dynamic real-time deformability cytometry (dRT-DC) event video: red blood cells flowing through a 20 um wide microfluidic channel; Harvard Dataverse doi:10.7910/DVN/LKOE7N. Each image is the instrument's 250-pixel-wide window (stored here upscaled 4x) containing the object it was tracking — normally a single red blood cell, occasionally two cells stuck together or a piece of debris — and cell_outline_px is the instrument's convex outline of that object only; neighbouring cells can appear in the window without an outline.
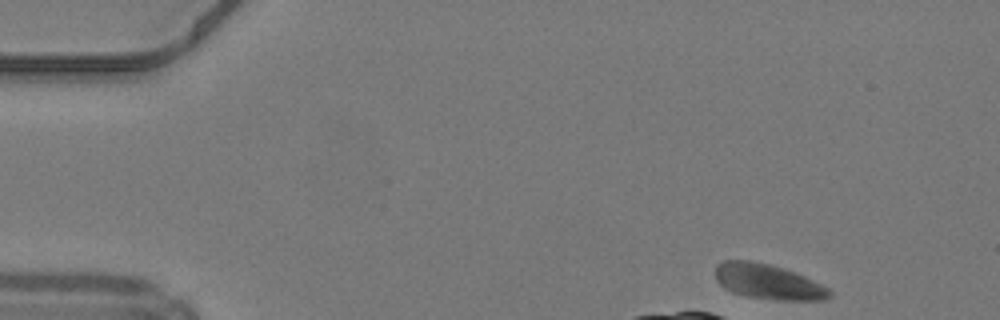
{"species": "common noctule bat (a hibernating species)", "species_latin": "Nyctalus noctula", "temperature_condition": "warm", "stored_images_in_passage": 7, "camera_frame_rate_fps": 3000, "um_per_image_px": 0.085, "animal": {"sex": "male", "body_mass_g": 19.2, "forearm_length_mm": 51.8}, "frame": {"image": 1, "passage_image": 1, "time_ms": 0.0, "image_size_px": [1000, 320], "cell_outline_px": [[832, 296], [824, 300], [776, 300], [748, 296], [732, 292], [724, 288], [716, 280], [716, 264], [724, 260], [752, 260], [784, 268], [796, 272], [828, 288], [832, 292]], "centroid_in_image_um": [65.28, 23.94], "position_along_channel_um": 19.7, "area_um2": 23.41}}